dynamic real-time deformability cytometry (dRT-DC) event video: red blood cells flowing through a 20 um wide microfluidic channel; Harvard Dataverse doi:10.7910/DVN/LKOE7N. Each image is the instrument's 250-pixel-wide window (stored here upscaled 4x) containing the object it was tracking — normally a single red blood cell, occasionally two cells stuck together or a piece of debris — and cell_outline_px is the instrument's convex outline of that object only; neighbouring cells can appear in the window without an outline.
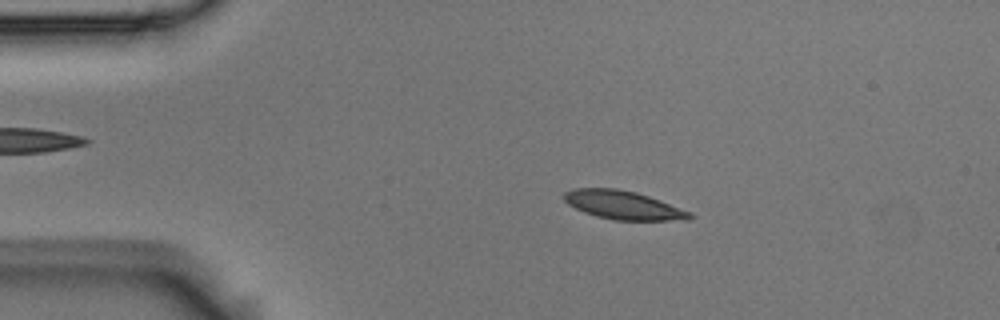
{"species": "Egyptian fruit bat (a non-hibernating species)", "species_latin": "Rousettus aegyptiacus", "temperature_condition": "room temperature", "stored_images_in_passage": 3, "camera_frame_rate_fps": 3000, "um_per_image_px": 0.085, "animal": {"sex": "male"}, "frame": {"image": 1, "passage_image": 2, "time_ms": 0.333, "image_size_px": [1000, 320], "cell_outline_px": [[692, 216], [688, 220], [616, 220], [596, 216], [584, 212], [568, 204], [564, 200], [564, 192], [572, 188], [616, 188], [636, 192], [660, 200], [692, 212]], "centroid_in_image_um": [52.97, 17.43], "position_along_channel_um": 32.0, "area_um2": 20.87}}